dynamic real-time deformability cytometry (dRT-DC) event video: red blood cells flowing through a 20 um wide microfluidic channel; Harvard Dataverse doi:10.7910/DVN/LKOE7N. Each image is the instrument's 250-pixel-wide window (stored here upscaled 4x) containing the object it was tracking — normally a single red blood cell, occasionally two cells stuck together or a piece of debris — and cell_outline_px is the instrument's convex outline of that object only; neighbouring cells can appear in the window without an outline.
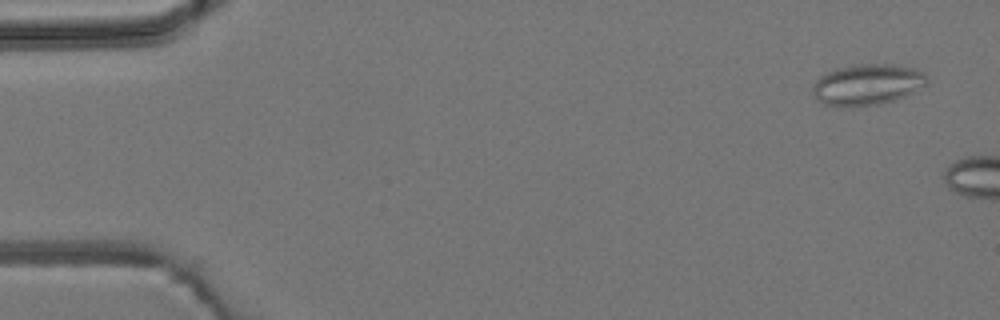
{"species": "common noctule bat (a hibernating species)", "species_latin": "Nyctalus noctula", "temperature_condition": "room temperature", "stored_images_in_passage": 2, "camera_frame_rate_fps": 3000, "um_per_image_px": 0.085, "animal": {"sex": "male", "body_mass_g": 19.2, "forearm_length_mm": 51.8}, "frame": {"image": 1, "passage_image": 1, "time_ms": 0.0, "image_size_px": [1000, 320], "cell_outline_px": [[928, 84], [896, 100], [880, 104], [852, 108], [824, 104], [816, 100], [812, 92], [812, 84], [820, 76], [836, 68], [860, 64], [892, 64], [912, 68], [920, 72], [928, 80]], "centroid_in_image_um": [73.67, 7.21], "position_along_channel_um": 11.3, "area_um2": 27.46}}